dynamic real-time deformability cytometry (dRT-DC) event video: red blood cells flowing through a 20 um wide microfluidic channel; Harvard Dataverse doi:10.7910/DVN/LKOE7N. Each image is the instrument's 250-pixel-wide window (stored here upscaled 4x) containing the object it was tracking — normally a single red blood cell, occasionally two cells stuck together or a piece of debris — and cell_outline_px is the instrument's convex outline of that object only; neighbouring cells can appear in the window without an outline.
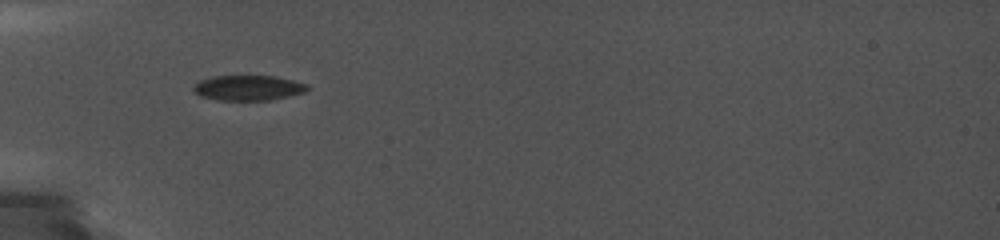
{"species": "common noctule bat (a hibernating species)", "species_latin": "Nyctalus noctula", "temperature_condition": "cold", "stored_images_in_passage": 6, "camera_frame_rate_fps": 5000, "um_per_image_px": 0.085, "animal": {"sex": "female", "body_mass_g": 19.0, "forearm_length_mm": 56.7}, "frame": {"image": 1, "passage_image": 1, "time_ms": 0.0, "image_size_px": [1000, 240], "cell_outline_px": [[308, 88], [304, 92], [288, 96], [268, 100], [216, 100], [200, 96], [192, 88], [200, 80], [212, 76], [276, 76], [308, 84]], "centroid_in_image_um": [21.08, 7.46], "position_along_channel_um": 63.9, "area_um2": 16.59}}